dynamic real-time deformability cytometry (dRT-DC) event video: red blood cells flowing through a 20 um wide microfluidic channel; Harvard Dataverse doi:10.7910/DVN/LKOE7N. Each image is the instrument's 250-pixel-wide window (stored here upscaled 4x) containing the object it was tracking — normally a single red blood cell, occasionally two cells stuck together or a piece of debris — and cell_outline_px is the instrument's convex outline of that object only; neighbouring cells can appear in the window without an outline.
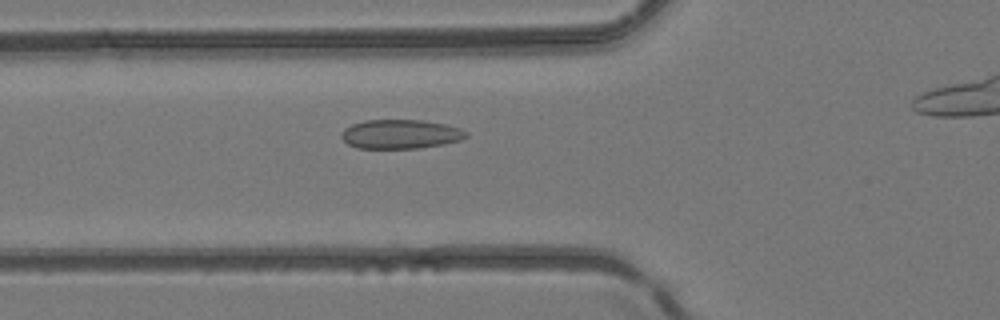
{"species": "common noctule bat (a hibernating species)", "species_latin": "Nyctalus noctula", "temperature_condition": "room temperature", "stored_images_in_passage": 35, "camera_frame_rate_fps": 3000, "um_per_image_px": 0.085, "animal": {"sex": "female", "body_mass_g": 24.6, "forearm_length_mm": 56.2}, "frame": {"image": 1, "passage_image": 11, "time_ms": 3.333, "image_size_px": [1000, 320], "cell_outline_px": [[468, 136], [460, 140], [444, 144], [420, 148], [356, 148], [348, 144], [340, 136], [340, 132], [344, 128], [352, 124], [364, 120], [420, 120], [444, 124], [460, 128], [468, 132]], "centroid_in_image_um": [34.02, 11.4], "position_along_channel_um": 91.8, "area_um2": 21.27}}
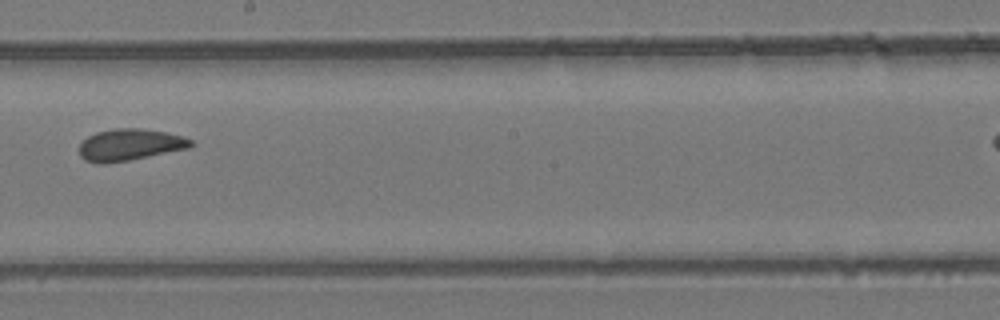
{"frame": {"image": 2, "passage_image": 21, "time_ms": 6.667, "image_size_px": [1000, 320], "cell_outline_px": [[196, 144], [188, 148], [128, 160], [104, 164], [100, 164], [84, 160], [80, 156], [80, 144], [88, 136], [96, 132], [116, 128], [140, 128], [164, 132], [184, 136], [192, 140]], "centroid_in_image_um": [11.03, 12.3], "position_along_channel_um": 237.2, "area_um2": 20.52}}
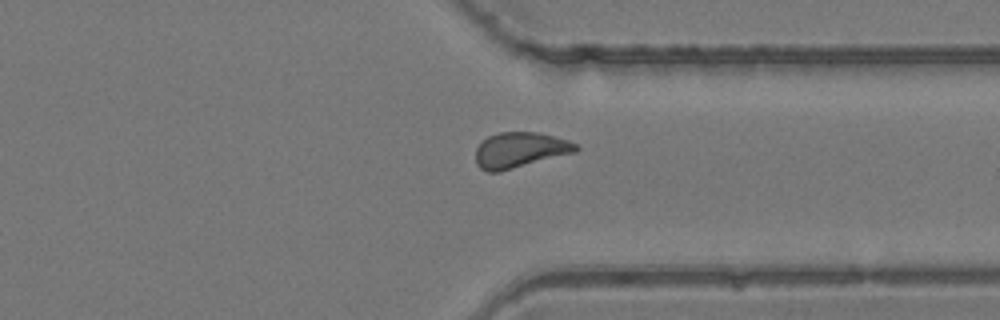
{"frame": {"image": 3, "passage_image": 30, "time_ms": 9.667, "image_size_px": [1000, 320], "cell_outline_px": [[580, 148], [576, 152], [500, 172], [488, 172], [480, 168], [476, 164], [476, 148], [488, 136], [500, 132], [536, 132], [568, 140], [576, 144]], "centroid_in_image_um": [44.19, 12.76], "position_along_channel_um": 367.2, "area_um2": 20.69}}